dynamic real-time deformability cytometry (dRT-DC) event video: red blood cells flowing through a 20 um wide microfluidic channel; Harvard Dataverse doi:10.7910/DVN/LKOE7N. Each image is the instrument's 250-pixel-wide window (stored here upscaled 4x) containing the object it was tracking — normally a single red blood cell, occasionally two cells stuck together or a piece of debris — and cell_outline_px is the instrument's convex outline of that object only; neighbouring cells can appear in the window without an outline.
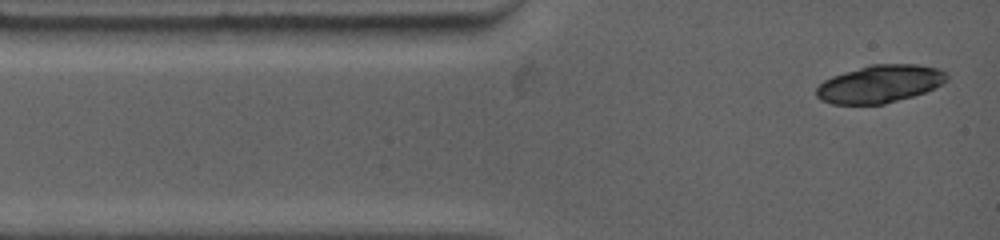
{"species": "common noctule bat (a hibernating species)", "species_latin": "Nyctalus noctula", "temperature_condition": "warm", "stored_images_in_passage": 4, "camera_frame_rate_fps": 4500, "um_per_image_px": 0.085, "animal": {"sex": "female", "body_mass_g": 19.0, "forearm_length_mm": 53.3}, "frame": {"image": 1, "passage_image": 1, "time_ms": 0.0, "image_size_px": [1000, 240], "cell_outline_px": [[948, 80], [924, 92], [912, 96], [884, 104], [832, 104], [820, 100], [816, 96], [816, 88], [824, 80], [832, 76], [844, 72], [872, 64], [916, 64], [936, 68], [948, 72]], "centroid_in_image_um": [74.77, 7.13], "position_along_channel_um": 10.2, "area_um2": 28.55}}